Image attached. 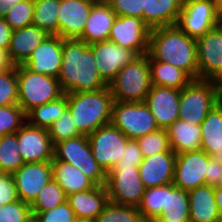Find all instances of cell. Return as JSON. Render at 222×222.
<instances>
[{
	"mask_svg": "<svg viewBox=\"0 0 222 222\" xmlns=\"http://www.w3.org/2000/svg\"><path fill=\"white\" fill-rule=\"evenodd\" d=\"M90 45L80 39H62V63L58 76L64 93L97 91L108 85L99 76Z\"/></svg>",
	"mask_w": 222,
	"mask_h": 222,
	"instance_id": "obj_1",
	"label": "cell"
},
{
	"mask_svg": "<svg viewBox=\"0 0 222 222\" xmlns=\"http://www.w3.org/2000/svg\"><path fill=\"white\" fill-rule=\"evenodd\" d=\"M147 55L183 70L192 80L198 79L196 39L177 25L151 29Z\"/></svg>",
	"mask_w": 222,
	"mask_h": 222,
	"instance_id": "obj_2",
	"label": "cell"
},
{
	"mask_svg": "<svg viewBox=\"0 0 222 222\" xmlns=\"http://www.w3.org/2000/svg\"><path fill=\"white\" fill-rule=\"evenodd\" d=\"M113 102L108 86L97 91L67 93V108L78 132L85 136L110 124Z\"/></svg>",
	"mask_w": 222,
	"mask_h": 222,
	"instance_id": "obj_3",
	"label": "cell"
},
{
	"mask_svg": "<svg viewBox=\"0 0 222 222\" xmlns=\"http://www.w3.org/2000/svg\"><path fill=\"white\" fill-rule=\"evenodd\" d=\"M108 87L114 101L145 102L152 87L148 55H139L125 65Z\"/></svg>",
	"mask_w": 222,
	"mask_h": 222,
	"instance_id": "obj_4",
	"label": "cell"
},
{
	"mask_svg": "<svg viewBox=\"0 0 222 222\" xmlns=\"http://www.w3.org/2000/svg\"><path fill=\"white\" fill-rule=\"evenodd\" d=\"M18 105L27 114L34 107L61 97L64 92L58 78L33 73L24 65L16 66Z\"/></svg>",
	"mask_w": 222,
	"mask_h": 222,
	"instance_id": "obj_5",
	"label": "cell"
},
{
	"mask_svg": "<svg viewBox=\"0 0 222 222\" xmlns=\"http://www.w3.org/2000/svg\"><path fill=\"white\" fill-rule=\"evenodd\" d=\"M222 100V92L210 80L194 79L181 89L179 119L200 125L209 111Z\"/></svg>",
	"mask_w": 222,
	"mask_h": 222,
	"instance_id": "obj_6",
	"label": "cell"
},
{
	"mask_svg": "<svg viewBox=\"0 0 222 222\" xmlns=\"http://www.w3.org/2000/svg\"><path fill=\"white\" fill-rule=\"evenodd\" d=\"M110 123L132 140L159 129L145 102L114 101Z\"/></svg>",
	"mask_w": 222,
	"mask_h": 222,
	"instance_id": "obj_7",
	"label": "cell"
},
{
	"mask_svg": "<svg viewBox=\"0 0 222 222\" xmlns=\"http://www.w3.org/2000/svg\"><path fill=\"white\" fill-rule=\"evenodd\" d=\"M54 160L63 161L79 168L96 185L106 183V173L95 160L88 138L79 135L54 145Z\"/></svg>",
	"mask_w": 222,
	"mask_h": 222,
	"instance_id": "obj_8",
	"label": "cell"
},
{
	"mask_svg": "<svg viewBox=\"0 0 222 222\" xmlns=\"http://www.w3.org/2000/svg\"><path fill=\"white\" fill-rule=\"evenodd\" d=\"M105 187L110 202L127 206L138 207L145 192L137 166H114L106 175Z\"/></svg>",
	"mask_w": 222,
	"mask_h": 222,
	"instance_id": "obj_9",
	"label": "cell"
},
{
	"mask_svg": "<svg viewBox=\"0 0 222 222\" xmlns=\"http://www.w3.org/2000/svg\"><path fill=\"white\" fill-rule=\"evenodd\" d=\"M221 22L214 0H183L176 25L189 37L198 39Z\"/></svg>",
	"mask_w": 222,
	"mask_h": 222,
	"instance_id": "obj_10",
	"label": "cell"
},
{
	"mask_svg": "<svg viewBox=\"0 0 222 222\" xmlns=\"http://www.w3.org/2000/svg\"><path fill=\"white\" fill-rule=\"evenodd\" d=\"M87 138L95 160L106 174L120 161L129 140L111 123L101 126Z\"/></svg>",
	"mask_w": 222,
	"mask_h": 222,
	"instance_id": "obj_11",
	"label": "cell"
},
{
	"mask_svg": "<svg viewBox=\"0 0 222 222\" xmlns=\"http://www.w3.org/2000/svg\"><path fill=\"white\" fill-rule=\"evenodd\" d=\"M150 31L151 29L141 18L117 16L110 29L108 40L138 55H144L148 53Z\"/></svg>",
	"mask_w": 222,
	"mask_h": 222,
	"instance_id": "obj_12",
	"label": "cell"
},
{
	"mask_svg": "<svg viewBox=\"0 0 222 222\" xmlns=\"http://www.w3.org/2000/svg\"><path fill=\"white\" fill-rule=\"evenodd\" d=\"M210 156L203 150L188 151L176 155L173 184L185 191L205 185Z\"/></svg>",
	"mask_w": 222,
	"mask_h": 222,
	"instance_id": "obj_13",
	"label": "cell"
},
{
	"mask_svg": "<svg viewBox=\"0 0 222 222\" xmlns=\"http://www.w3.org/2000/svg\"><path fill=\"white\" fill-rule=\"evenodd\" d=\"M19 152L25 163H39L54 159V145L48 129L26 122L17 132Z\"/></svg>",
	"mask_w": 222,
	"mask_h": 222,
	"instance_id": "obj_14",
	"label": "cell"
},
{
	"mask_svg": "<svg viewBox=\"0 0 222 222\" xmlns=\"http://www.w3.org/2000/svg\"><path fill=\"white\" fill-rule=\"evenodd\" d=\"M90 49L96 58L95 63L99 76L107 85L125 65L139 56L136 52L123 48L109 40L92 43L90 44Z\"/></svg>",
	"mask_w": 222,
	"mask_h": 222,
	"instance_id": "obj_15",
	"label": "cell"
},
{
	"mask_svg": "<svg viewBox=\"0 0 222 222\" xmlns=\"http://www.w3.org/2000/svg\"><path fill=\"white\" fill-rule=\"evenodd\" d=\"M12 175L19 199L31 205L40 190L53 179L52 164L51 161L24 163Z\"/></svg>",
	"mask_w": 222,
	"mask_h": 222,
	"instance_id": "obj_16",
	"label": "cell"
},
{
	"mask_svg": "<svg viewBox=\"0 0 222 222\" xmlns=\"http://www.w3.org/2000/svg\"><path fill=\"white\" fill-rule=\"evenodd\" d=\"M97 0H60L58 36L63 40L81 39L84 27Z\"/></svg>",
	"mask_w": 222,
	"mask_h": 222,
	"instance_id": "obj_17",
	"label": "cell"
},
{
	"mask_svg": "<svg viewBox=\"0 0 222 222\" xmlns=\"http://www.w3.org/2000/svg\"><path fill=\"white\" fill-rule=\"evenodd\" d=\"M181 90L152 85L145 104L155 118L160 129H166L179 119Z\"/></svg>",
	"mask_w": 222,
	"mask_h": 222,
	"instance_id": "obj_18",
	"label": "cell"
},
{
	"mask_svg": "<svg viewBox=\"0 0 222 222\" xmlns=\"http://www.w3.org/2000/svg\"><path fill=\"white\" fill-rule=\"evenodd\" d=\"M198 79L209 80L222 65V22L196 39Z\"/></svg>",
	"mask_w": 222,
	"mask_h": 222,
	"instance_id": "obj_19",
	"label": "cell"
},
{
	"mask_svg": "<svg viewBox=\"0 0 222 222\" xmlns=\"http://www.w3.org/2000/svg\"><path fill=\"white\" fill-rule=\"evenodd\" d=\"M62 63V38L48 35L31 53L23 64L33 73H40L58 78Z\"/></svg>",
	"mask_w": 222,
	"mask_h": 222,
	"instance_id": "obj_20",
	"label": "cell"
},
{
	"mask_svg": "<svg viewBox=\"0 0 222 222\" xmlns=\"http://www.w3.org/2000/svg\"><path fill=\"white\" fill-rule=\"evenodd\" d=\"M176 154L161 152L143 158L138 167L139 176L145 188L173 183Z\"/></svg>",
	"mask_w": 222,
	"mask_h": 222,
	"instance_id": "obj_21",
	"label": "cell"
},
{
	"mask_svg": "<svg viewBox=\"0 0 222 222\" xmlns=\"http://www.w3.org/2000/svg\"><path fill=\"white\" fill-rule=\"evenodd\" d=\"M67 201L76 218L81 221L93 222L109 202L105 185L69 194Z\"/></svg>",
	"mask_w": 222,
	"mask_h": 222,
	"instance_id": "obj_22",
	"label": "cell"
},
{
	"mask_svg": "<svg viewBox=\"0 0 222 222\" xmlns=\"http://www.w3.org/2000/svg\"><path fill=\"white\" fill-rule=\"evenodd\" d=\"M116 17V13L105 0H97L92 6L80 40L88 45L108 40Z\"/></svg>",
	"mask_w": 222,
	"mask_h": 222,
	"instance_id": "obj_23",
	"label": "cell"
},
{
	"mask_svg": "<svg viewBox=\"0 0 222 222\" xmlns=\"http://www.w3.org/2000/svg\"><path fill=\"white\" fill-rule=\"evenodd\" d=\"M190 222H220L213 185H202L188 191Z\"/></svg>",
	"mask_w": 222,
	"mask_h": 222,
	"instance_id": "obj_24",
	"label": "cell"
},
{
	"mask_svg": "<svg viewBox=\"0 0 222 222\" xmlns=\"http://www.w3.org/2000/svg\"><path fill=\"white\" fill-rule=\"evenodd\" d=\"M48 34L37 26H27L12 31L8 52L13 63L23 65L32 51L40 45Z\"/></svg>",
	"mask_w": 222,
	"mask_h": 222,
	"instance_id": "obj_25",
	"label": "cell"
},
{
	"mask_svg": "<svg viewBox=\"0 0 222 222\" xmlns=\"http://www.w3.org/2000/svg\"><path fill=\"white\" fill-rule=\"evenodd\" d=\"M200 126L201 150L222 164V100L209 111Z\"/></svg>",
	"mask_w": 222,
	"mask_h": 222,
	"instance_id": "obj_26",
	"label": "cell"
},
{
	"mask_svg": "<svg viewBox=\"0 0 222 222\" xmlns=\"http://www.w3.org/2000/svg\"><path fill=\"white\" fill-rule=\"evenodd\" d=\"M183 0H145L143 22L150 28L176 25Z\"/></svg>",
	"mask_w": 222,
	"mask_h": 222,
	"instance_id": "obj_27",
	"label": "cell"
},
{
	"mask_svg": "<svg viewBox=\"0 0 222 222\" xmlns=\"http://www.w3.org/2000/svg\"><path fill=\"white\" fill-rule=\"evenodd\" d=\"M52 178L63 189L65 194L82 192L92 189L96 184L86 176L79 168L72 164L52 160Z\"/></svg>",
	"mask_w": 222,
	"mask_h": 222,
	"instance_id": "obj_28",
	"label": "cell"
},
{
	"mask_svg": "<svg viewBox=\"0 0 222 222\" xmlns=\"http://www.w3.org/2000/svg\"><path fill=\"white\" fill-rule=\"evenodd\" d=\"M171 150L177 155L201 149V126L189 124L182 119L176 120L166 128Z\"/></svg>",
	"mask_w": 222,
	"mask_h": 222,
	"instance_id": "obj_29",
	"label": "cell"
},
{
	"mask_svg": "<svg viewBox=\"0 0 222 222\" xmlns=\"http://www.w3.org/2000/svg\"><path fill=\"white\" fill-rule=\"evenodd\" d=\"M152 222H190L188 191L165 185V207Z\"/></svg>",
	"mask_w": 222,
	"mask_h": 222,
	"instance_id": "obj_30",
	"label": "cell"
},
{
	"mask_svg": "<svg viewBox=\"0 0 222 222\" xmlns=\"http://www.w3.org/2000/svg\"><path fill=\"white\" fill-rule=\"evenodd\" d=\"M148 64L152 85L181 90L192 81L183 70L170 63L155 61L148 56Z\"/></svg>",
	"mask_w": 222,
	"mask_h": 222,
	"instance_id": "obj_31",
	"label": "cell"
},
{
	"mask_svg": "<svg viewBox=\"0 0 222 222\" xmlns=\"http://www.w3.org/2000/svg\"><path fill=\"white\" fill-rule=\"evenodd\" d=\"M68 107L67 93L58 99L34 107L26 114L27 122L34 127L48 129Z\"/></svg>",
	"mask_w": 222,
	"mask_h": 222,
	"instance_id": "obj_32",
	"label": "cell"
},
{
	"mask_svg": "<svg viewBox=\"0 0 222 222\" xmlns=\"http://www.w3.org/2000/svg\"><path fill=\"white\" fill-rule=\"evenodd\" d=\"M32 26H37L48 35H58L60 0H33Z\"/></svg>",
	"mask_w": 222,
	"mask_h": 222,
	"instance_id": "obj_33",
	"label": "cell"
},
{
	"mask_svg": "<svg viewBox=\"0 0 222 222\" xmlns=\"http://www.w3.org/2000/svg\"><path fill=\"white\" fill-rule=\"evenodd\" d=\"M24 163L16 133L0 137V173L13 174Z\"/></svg>",
	"mask_w": 222,
	"mask_h": 222,
	"instance_id": "obj_34",
	"label": "cell"
},
{
	"mask_svg": "<svg viewBox=\"0 0 222 222\" xmlns=\"http://www.w3.org/2000/svg\"><path fill=\"white\" fill-rule=\"evenodd\" d=\"M67 201V195L57 182L50 180L39 192L37 198L30 205L32 213L54 209Z\"/></svg>",
	"mask_w": 222,
	"mask_h": 222,
	"instance_id": "obj_35",
	"label": "cell"
},
{
	"mask_svg": "<svg viewBox=\"0 0 222 222\" xmlns=\"http://www.w3.org/2000/svg\"><path fill=\"white\" fill-rule=\"evenodd\" d=\"M93 222H146L136 206L108 202Z\"/></svg>",
	"mask_w": 222,
	"mask_h": 222,
	"instance_id": "obj_36",
	"label": "cell"
},
{
	"mask_svg": "<svg viewBox=\"0 0 222 222\" xmlns=\"http://www.w3.org/2000/svg\"><path fill=\"white\" fill-rule=\"evenodd\" d=\"M165 207V185L145 188L138 210L146 222H152Z\"/></svg>",
	"mask_w": 222,
	"mask_h": 222,
	"instance_id": "obj_37",
	"label": "cell"
},
{
	"mask_svg": "<svg viewBox=\"0 0 222 222\" xmlns=\"http://www.w3.org/2000/svg\"><path fill=\"white\" fill-rule=\"evenodd\" d=\"M143 158L150 157L161 152H173L171 150L166 129H158L137 139Z\"/></svg>",
	"mask_w": 222,
	"mask_h": 222,
	"instance_id": "obj_38",
	"label": "cell"
},
{
	"mask_svg": "<svg viewBox=\"0 0 222 222\" xmlns=\"http://www.w3.org/2000/svg\"><path fill=\"white\" fill-rule=\"evenodd\" d=\"M34 15L33 0H24L14 4L7 10L3 17L12 30L32 25Z\"/></svg>",
	"mask_w": 222,
	"mask_h": 222,
	"instance_id": "obj_39",
	"label": "cell"
},
{
	"mask_svg": "<svg viewBox=\"0 0 222 222\" xmlns=\"http://www.w3.org/2000/svg\"><path fill=\"white\" fill-rule=\"evenodd\" d=\"M26 122V113L18 104L0 107V137L16 133Z\"/></svg>",
	"mask_w": 222,
	"mask_h": 222,
	"instance_id": "obj_40",
	"label": "cell"
},
{
	"mask_svg": "<svg viewBox=\"0 0 222 222\" xmlns=\"http://www.w3.org/2000/svg\"><path fill=\"white\" fill-rule=\"evenodd\" d=\"M48 133L53 145L60 141L81 135L77 130L68 108H66L60 118L48 128Z\"/></svg>",
	"mask_w": 222,
	"mask_h": 222,
	"instance_id": "obj_41",
	"label": "cell"
},
{
	"mask_svg": "<svg viewBox=\"0 0 222 222\" xmlns=\"http://www.w3.org/2000/svg\"><path fill=\"white\" fill-rule=\"evenodd\" d=\"M18 104L16 68L0 71V107Z\"/></svg>",
	"mask_w": 222,
	"mask_h": 222,
	"instance_id": "obj_42",
	"label": "cell"
},
{
	"mask_svg": "<svg viewBox=\"0 0 222 222\" xmlns=\"http://www.w3.org/2000/svg\"><path fill=\"white\" fill-rule=\"evenodd\" d=\"M31 213L30 205L18 199L0 206V222H22Z\"/></svg>",
	"mask_w": 222,
	"mask_h": 222,
	"instance_id": "obj_43",
	"label": "cell"
},
{
	"mask_svg": "<svg viewBox=\"0 0 222 222\" xmlns=\"http://www.w3.org/2000/svg\"><path fill=\"white\" fill-rule=\"evenodd\" d=\"M33 214L38 222H75L78 220L68 201L59 204L54 209Z\"/></svg>",
	"mask_w": 222,
	"mask_h": 222,
	"instance_id": "obj_44",
	"label": "cell"
},
{
	"mask_svg": "<svg viewBox=\"0 0 222 222\" xmlns=\"http://www.w3.org/2000/svg\"><path fill=\"white\" fill-rule=\"evenodd\" d=\"M117 16H133L143 20L145 0H105Z\"/></svg>",
	"mask_w": 222,
	"mask_h": 222,
	"instance_id": "obj_45",
	"label": "cell"
},
{
	"mask_svg": "<svg viewBox=\"0 0 222 222\" xmlns=\"http://www.w3.org/2000/svg\"><path fill=\"white\" fill-rule=\"evenodd\" d=\"M143 156L137 140L129 139L125 145L120 161L114 166H137L141 164Z\"/></svg>",
	"mask_w": 222,
	"mask_h": 222,
	"instance_id": "obj_46",
	"label": "cell"
},
{
	"mask_svg": "<svg viewBox=\"0 0 222 222\" xmlns=\"http://www.w3.org/2000/svg\"><path fill=\"white\" fill-rule=\"evenodd\" d=\"M18 199L13 175L0 173V206L12 203Z\"/></svg>",
	"mask_w": 222,
	"mask_h": 222,
	"instance_id": "obj_47",
	"label": "cell"
},
{
	"mask_svg": "<svg viewBox=\"0 0 222 222\" xmlns=\"http://www.w3.org/2000/svg\"><path fill=\"white\" fill-rule=\"evenodd\" d=\"M222 176V164L214 159L209 158L208 174L205 175V182L208 185L216 186Z\"/></svg>",
	"mask_w": 222,
	"mask_h": 222,
	"instance_id": "obj_48",
	"label": "cell"
},
{
	"mask_svg": "<svg viewBox=\"0 0 222 222\" xmlns=\"http://www.w3.org/2000/svg\"><path fill=\"white\" fill-rule=\"evenodd\" d=\"M12 31L5 19L0 17V48L8 50Z\"/></svg>",
	"mask_w": 222,
	"mask_h": 222,
	"instance_id": "obj_49",
	"label": "cell"
},
{
	"mask_svg": "<svg viewBox=\"0 0 222 222\" xmlns=\"http://www.w3.org/2000/svg\"><path fill=\"white\" fill-rule=\"evenodd\" d=\"M16 65L13 63L8 50L0 48V71L15 69Z\"/></svg>",
	"mask_w": 222,
	"mask_h": 222,
	"instance_id": "obj_50",
	"label": "cell"
},
{
	"mask_svg": "<svg viewBox=\"0 0 222 222\" xmlns=\"http://www.w3.org/2000/svg\"><path fill=\"white\" fill-rule=\"evenodd\" d=\"M24 0H0V17H4L5 13L11 6Z\"/></svg>",
	"mask_w": 222,
	"mask_h": 222,
	"instance_id": "obj_51",
	"label": "cell"
},
{
	"mask_svg": "<svg viewBox=\"0 0 222 222\" xmlns=\"http://www.w3.org/2000/svg\"><path fill=\"white\" fill-rule=\"evenodd\" d=\"M209 80L222 92V65L221 68Z\"/></svg>",
	"mask_w": 222,
	"mask_h": 222,
	"instance_id": "obj_52",
	"label": "cell"
},
{
	"mask_svg": "<svg viewBox=\"0 0 222 222\" xmlns=\"http://www.w3.org/2000/svg\"><path fill=\"white\" fill-rule=\"evenodd\" d=\"M215 201L217 204L218 212L222 218V188H214Z\"/></svg>",
	"mask_w": 222,
	"mask_h": 222,
	"instance_id": "obj_53",
	"label": "cell"
},
{
	"mask_svg": "<svg viewBox=\"0 0 222 222\" xmlns=\"http://www.w3.org/2000/svg\"><path fill=\"white\" fill-rule=\"evenodd\" d=\"M22 222H38L35 214L31 213L24 221Z\"/></svg>",
	"mask_w": 222,
	"mask_h": 222,
	"instance_id": "obj_54",
	"label": "cell"
},
{
	"mask_svg": "<svg viewBox=\"0 0 222 222\" xmlns=\"http://www.w3.org/2000/svg\"><path fill=\"white\" fill-rule=\"evenodd\" d=\"M217 8L222 11V0H214Z\"/></svg>",
	"mask_w": 222,
	"mask_h": 222,
	"instance_id": "obj_55",
	"label": "cell"
},
{
	"mask_svg": "<svg viewBox=\"0 0 222 222\" xmlns=\"http://www.w3.org/2000/svg\"><path fill=\"white\" fill-rule=\"evenodd\" d=\"M214 188H222V176L219 182L216 184V186H214Z\"/></svg>",
	"mask_w": 222,
	"mask_h": 222,
	"instance_id": "obj_56",
	"label": "cell"
},
{
	"mask_svg": "<svg viewBox=\"0 0 222 222\" xmlns=\"http://www.w3.org/2000/svg\"><path fill=\"white\" fill-rule=\"evenodd\" d=\"M75 222H88V221H81V220H76Z\"/></svg>",
	"mask_w": 222,
	"mask_h": 222,
	"instance_id": "obj_57",
	"label": "cell"
}]
</instances>
